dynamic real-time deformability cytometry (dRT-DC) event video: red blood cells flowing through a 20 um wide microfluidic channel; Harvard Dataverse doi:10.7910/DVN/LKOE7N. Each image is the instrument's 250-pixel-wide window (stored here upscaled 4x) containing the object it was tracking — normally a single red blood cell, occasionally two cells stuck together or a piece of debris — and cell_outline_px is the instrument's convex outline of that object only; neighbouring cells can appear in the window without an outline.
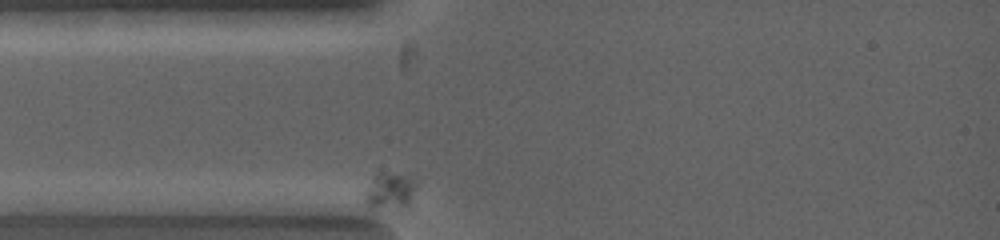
{"species": "common noctule bat (a hibernating species)", "species_latin": "Nyctalus noctula", "temperature_condition": "warm", "stored_images_in_passage": 6, "camera_frame_rate_fps": 5000, "um_per_image_px": 0.085, "animal": {"sex": "female", "body_mass_g": 19.0, "forearm_length_mm": 53.3}, "frame": {"image": 1, "passage_image": 1, "time_ms": 0.0, "image_size_px": [1000, 240], "cell_outline_px": [[412, 188], [408, 204], [372, 220], [368, 220], [364, 204], [364, 196], [376, 176], [380, 172], [384, 172], [404, 176], [412, 180]], "centroid_in_image_um": [32.89, 16.54], "position_along_channel_um": 52.1, "area_um2": 11.73}}